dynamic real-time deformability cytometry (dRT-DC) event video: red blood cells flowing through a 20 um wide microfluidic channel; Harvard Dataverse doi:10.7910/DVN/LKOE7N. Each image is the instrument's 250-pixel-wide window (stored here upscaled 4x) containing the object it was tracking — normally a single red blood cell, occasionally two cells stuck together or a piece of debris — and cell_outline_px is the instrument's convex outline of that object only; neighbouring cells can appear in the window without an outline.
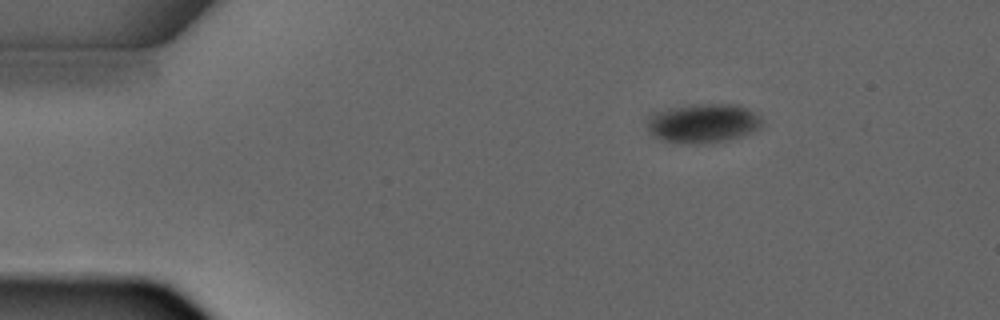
{"species": "common noctule bat (a hibernating species)", "species_latin": "Nyctalus noctula", "temperature_condition": "warm", "stored_images_in_passage": 4, "camera_frame_rate_fps": 3000, "um_per_image_px": 0.085, "animal": {"sex": "male", "forearm_length_mm": 52.5}, "frame": {"image": 1, "passage_image": 1, "time_ms": 0.0, "image_size_px": [1000, 320], "cell_outline_px": [[760, 128], [752, 132], [728, 140], [696, 144], [664, 140], [656, 136], [648, 128], [648, 116], [652, 112], [668, 108], [692, 104], [736, 104], [748, 108], [760, 116]], "centroid_in_image_um": [59.77, 10.45], "position_along_channel_um": 25.2, "area_um2": 26.01}}
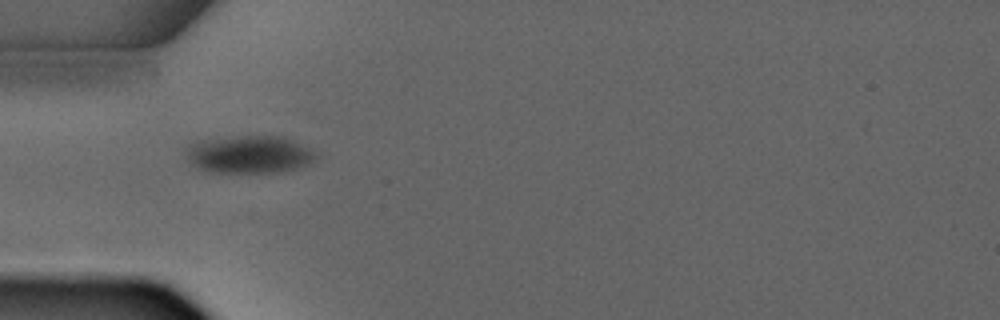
{"frame": {"image": 2, "passage_image": 3, "time_ms": 2.333, "image_size_px": [1000, 320], "cell_outline_px": [[320, 156], [308, 164], [300, 168], [280, 172], [208, 172], [196, 168], [184, 156], [184, 148], [188, 144], [200, 140], [236, 136], [284, 136], [316, 152]], "centroid_in_image_um": [21.14, 13.13], "position_along_channel_um": 63.9, "area_um2": 28.96}}